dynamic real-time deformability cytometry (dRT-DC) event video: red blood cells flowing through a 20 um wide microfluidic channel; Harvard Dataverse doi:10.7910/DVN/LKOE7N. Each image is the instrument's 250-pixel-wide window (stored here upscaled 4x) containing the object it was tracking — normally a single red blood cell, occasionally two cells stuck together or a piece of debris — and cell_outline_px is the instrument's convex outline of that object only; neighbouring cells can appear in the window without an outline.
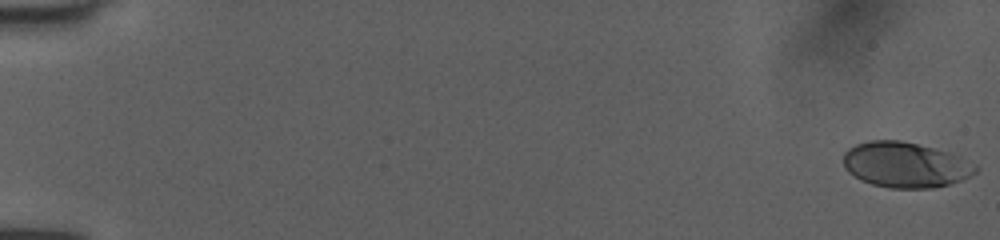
{"species": "human", "species_latin": "Homo sapiens", "temperature_condition": "room temperature", "stored_images_in_passage": 52, "camera_frame_rate_fps": 3000, "um_per_image_px": 0.085, "donor": {"sex": "female"}, "frame": {"image": 1, "passage_image": 1, "time_ms": 0.0, "image_size_px": [1000, 240], "cell_outline_px": [[980, 168], [972, 176], [948, 184], [932, 188], [888, 188], [872, 184], [860, 180], [848, 172], [844, 168], [844, 152], [848, 148], [856, 144], [868, 140], [900, 140], [948, 152], [960, 156], [976, 164]], "centroid_in_image_um": [76.96, 14.01], "position_along_channel_um": 8.0, "area_um2": 35.14}}
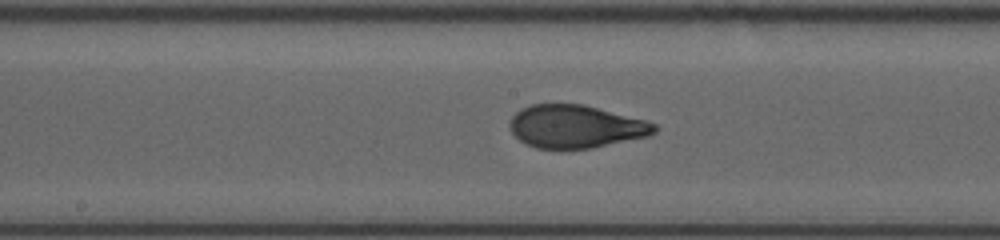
{"frame": {"image": 2, "passage_image": 29, "time_ms": 9.333, "image_size_px": [1000, 240], "cell_outline_px": [[656, 132], [648, 136], [592, 148], [560, 152], [536, 148], [520, 140], [508, 128], [508, 124], [512, 116], [520, 108], [532, 104], [584, 104], [644, 120], [656, 124]], "centroid_in_image_um": [48.88, 10.79], "position_along_channel_um": 199.3, "area_um2": 36.82}}
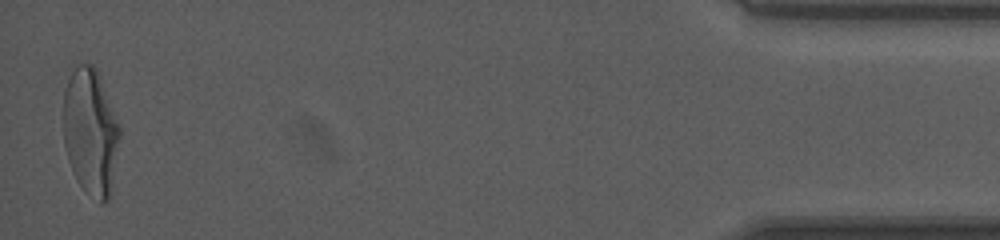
{"frame": {"image": 3, "passage_image": 52, "time_ms": 17.0, "image_size_px": [1000, 240], "cell_outline_px": [[120, 136], [112, 188], [108, 200], [100, 204], [76, 180], [68, 160], [64, 144], [64, 88], [76, 64], [92, 64], [96, 68], [120, 128]], "centroid_in_image_um": [7.69, 11.22], "position_along_channel_um": 427.5, "area_um2": 41.27}, "authors_computed_cell_mechanics": {"area_um2": 36.5585, "velocity_mm_per_s": 4.0163, "shape_relaxation_time_tau1_ms": 5.9571, "shape_relaxation_time_tau2_ms": null, "deformation_change_tau1": 0.2109, "deformation_change_tau2": null}}